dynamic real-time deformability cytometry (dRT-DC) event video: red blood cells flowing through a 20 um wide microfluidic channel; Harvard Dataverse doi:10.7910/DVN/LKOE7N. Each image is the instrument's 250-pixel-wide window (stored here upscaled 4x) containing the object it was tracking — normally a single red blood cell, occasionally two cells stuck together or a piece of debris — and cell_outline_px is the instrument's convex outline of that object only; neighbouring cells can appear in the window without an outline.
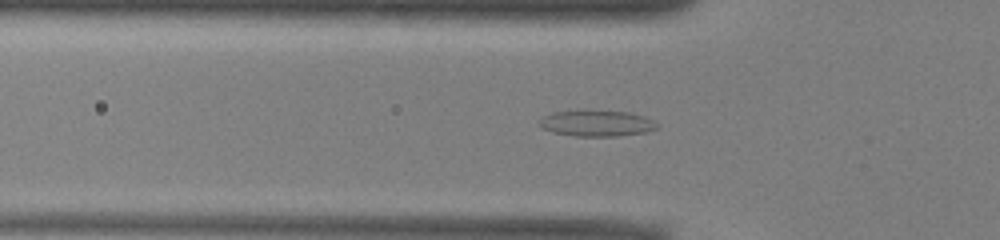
{"species": "common noctule bat (a hibernating species)", "species_latin": "Nyctalus noctula", "temperature_condition": "warm", "stored_images_in_passage": 43, "camera_frame_rate_fps": 3000, "um_per_image_px": 0.085, "animal": {"sex": "male", "body_mass_g": 13.0, "forearm_length_mm": 53.1}, "frame": {"image": 1, "passage_image": 13, "time_ms": 4.0, "image_size_px": [1000, 240], "cell_outline_px": [[660, 128], [648, 132], [616, 136], [576, 136], [552, 132], [540, 128], [536, 124], [544, 116], [552, 112], [584, 108], [628, 112], [644, 116], [660, 124]], "centroid_in_image_um": [50.7, 10.45], "position_along_channel_um": 75.1, "area_um2": 18.73}}
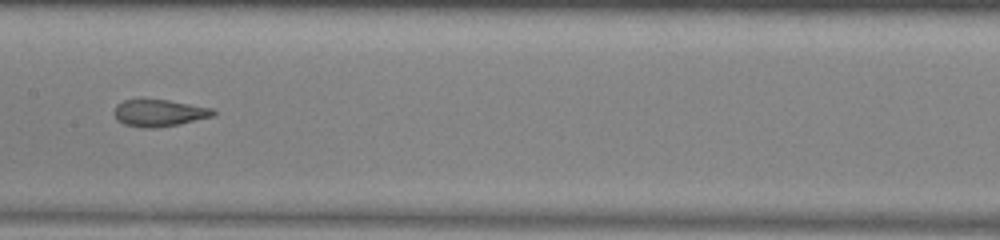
{"frame": {"image": 2, "passage_image": 22, "time_ms": 7.0, "image_size_px": [1000, 240], "cell_outline_px": [[216, 116], [180, 124], [156, 128], [144, 128], [124, 124], [116, 120], [112, 112], [116, 104], [124, 100], [168, 100], [212, 108], [216, 112]], "centroid_in_image_um": [13.52, 9.61], "position_along_channel_um": 193.9, "area_um2": 15.72}}
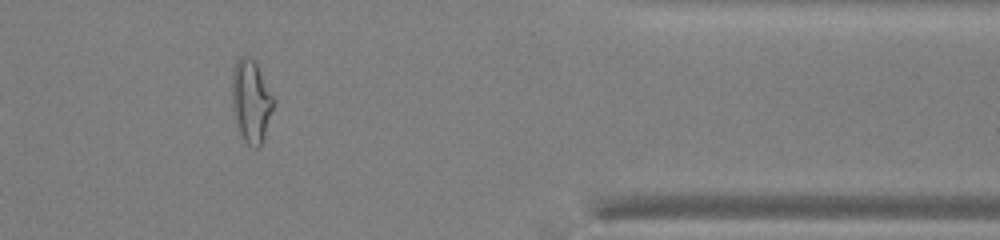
{"frame": {"image": 3, "passage_image": 39, "time_ms": 12.667, "image_size_px": [1000, 240], "cell_outline_px": [[276, 104], [260, 148], [256, 148], [248, 144], [244, 140], [240, 132], [232, 108], [232, 72], [236, 60], [240, 56], [248, 56], [256, 60], [276, 100]], "centroid_in_image_um": [21.38, 8.55], "position_along_channel_um": 390.0, "area_um2": 20.52}, "authors_computed_cell_mechanics": {"area_um2": 17.34, "velocity_mm_per_s": 3.9383, "shape_relaxation_time_tau1_ms": null, "shape_relaxation_time_tau2_ms": 1.7227, "deformation_change_tau1": null, "deformation_change_tau2": 0.1018}}